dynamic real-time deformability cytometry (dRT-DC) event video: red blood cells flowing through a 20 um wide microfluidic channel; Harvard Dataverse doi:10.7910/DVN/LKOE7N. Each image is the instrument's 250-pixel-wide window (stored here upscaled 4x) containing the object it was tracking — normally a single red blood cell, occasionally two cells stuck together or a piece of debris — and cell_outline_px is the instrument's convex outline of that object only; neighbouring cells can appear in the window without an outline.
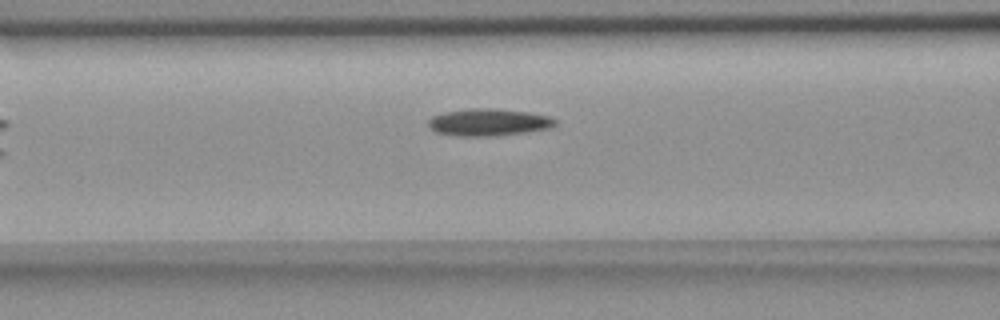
{"species": "common noctule bat (a hibernating species)", "species_latin": "Nyctalus noctula", "temperature_condition": "room temperature", "stored_images_in_passage": 33, "camera_frame_rate_fps": 3000, "um_per_image_px": 0.085, "animal": {"sex": "female", "body_mass_g": 18.4}, "frame": {"image": 1, "passage_image": 5, "time_ms": 1.333, "image_size_px": [1000, 320], "cell_outline_px": [[556, 124], [552, 128], [496, 136], [456, 136], [436, 132], [428, 128], [428, 120], [432, 116], [444, 112], [472, 108], [496, 108], [528, 112], [552, 116], [556, 120]], "centroid_in_image_um": [41.53, 10.39], "position_along_channel_um": 125.1, "area_um2": 20.35}}
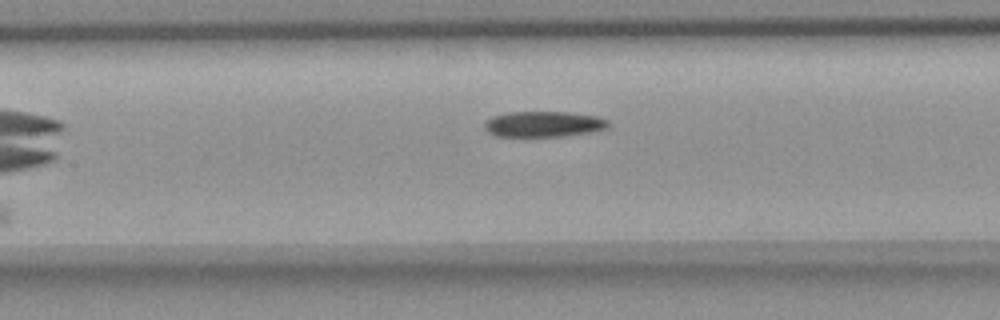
{"frame": {"image": 2, "passage_image": 8, "time_ms": 2.333, "image_size_px": [1000, 320], "cell_outline_px": [[608, 128], [592, 132], [564, 136], [496, 136], [488, 132], [484, 128], [484, 120], [492, 116], [508, 112], [568, 112], [596, 116], [608, 120]], "centroid_in_image_um": [46.18, 10.55], "position_along_channel_um": 161.2, "area_um2": 18.61}}